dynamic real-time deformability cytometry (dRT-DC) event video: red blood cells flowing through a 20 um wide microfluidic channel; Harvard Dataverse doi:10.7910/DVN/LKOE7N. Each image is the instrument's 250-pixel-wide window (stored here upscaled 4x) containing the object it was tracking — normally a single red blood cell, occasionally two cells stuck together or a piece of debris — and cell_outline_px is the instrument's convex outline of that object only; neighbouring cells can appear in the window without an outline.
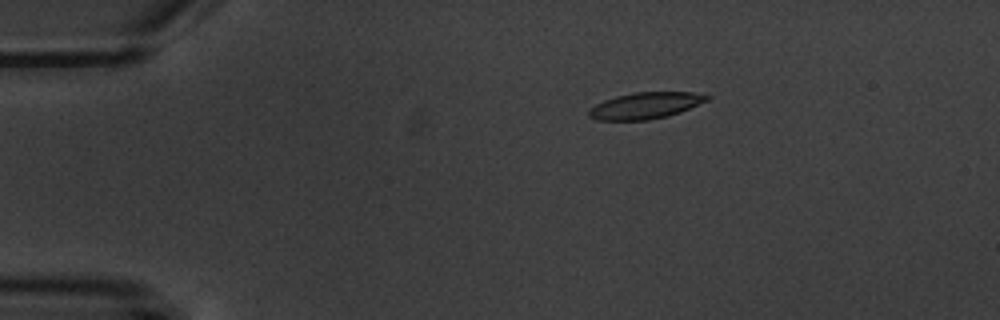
{"species": "common noctule bat (a hibernating species)", "species_latin": "Nyctalus noctula", "temperature_condition": "warm", "stored_images_in_passage": 3, "camera_frame_rate_fps": 3000, "um_per_image_px": 0.085, "animal": {"sex": "male", "body_mass_g": 20.1, "forearm_length_mm": 53.5}, "frame": {"image": 1, "passage_image": 2, "time_ms": 2.0, "image_size_px": [1000, 320], "cell_outline_px": [[712, 96], [708, 100], [680, 112], [668, 116], [648, 120], [596, 120], [588, 116], [588, 112], [596, 104], [604, 100], [616, 96], [636, 92], [692, 92]], "centroid_in_image_um": [54.87, 8.97], "position_along_channel_um": 30.1, "area_um2": 18.09}}